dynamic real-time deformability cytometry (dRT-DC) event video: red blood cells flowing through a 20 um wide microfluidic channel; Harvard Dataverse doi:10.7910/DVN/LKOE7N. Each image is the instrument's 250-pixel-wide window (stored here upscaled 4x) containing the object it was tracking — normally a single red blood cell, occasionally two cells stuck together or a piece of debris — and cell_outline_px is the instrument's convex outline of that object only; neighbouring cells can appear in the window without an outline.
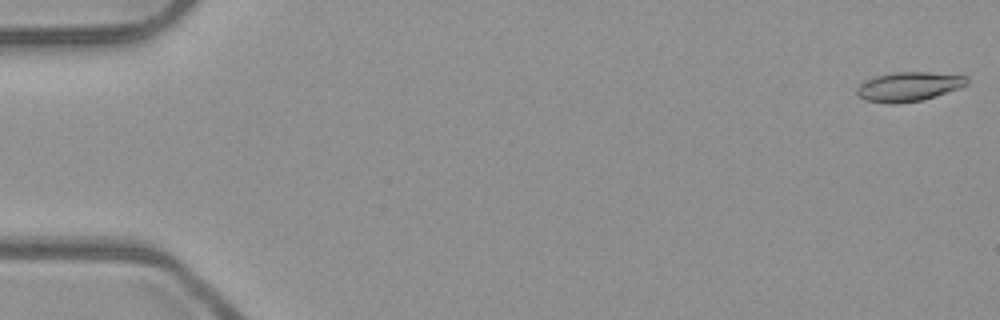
{"species": "common noctule bat (a hibernating species)", "species_latin": "Nyctalus noctula", "temperature_condition": "room temperature", "stored_images_in_passage": 10, "camera_frame_rate_fps": 3000, "um_per_image_px": 0.085, "animal": {"sex": "male", "body_mass_g": 23.1, "forearm_length_mm": 52.7}, "frame": {"image": 1, "passage_image": 1, "time_ms": 0.0, "image_size_px": [1000, 320], "cell_outline_px": [[968, 84], [960, 88], [924, 100], [892, 104], [888, 104], [864, 100], [856, 92], [856, 88], [864, 80], [872, 76], [892, 72], [928, 72], [968, 76]], "centroid_in_image_um": [77.22, 7.36], "position_along_channel_um": 7.8, "area_um2": 19.07}}